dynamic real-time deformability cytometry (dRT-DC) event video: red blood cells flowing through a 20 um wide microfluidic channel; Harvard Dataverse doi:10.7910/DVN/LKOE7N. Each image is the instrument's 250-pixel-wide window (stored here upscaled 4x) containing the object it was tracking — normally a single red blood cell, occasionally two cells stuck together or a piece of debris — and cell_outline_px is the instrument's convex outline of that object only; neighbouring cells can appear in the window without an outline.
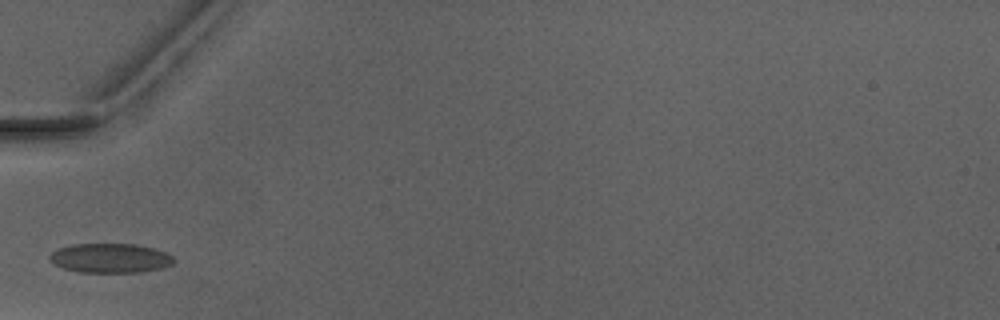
{"species": "Egyptian fruit bat (a non-hibernating species)", "species_latin": "Rousettus aegyptiacus", "temperature_condition": "warm", "stored_images_in_passage": 1, "camera_frame_rate_fps": 3000, "um_per_image_px": 0.085, "animal": {"sex": "male"}, "frame": {"image": 1, "passage_image": 1, "time_ms": 0.0, "image_size_px": [1000, 320], "cell_outline_px": [[176, 260], [172, 264], [164, 268], [140, 272], [80, 272], [64, 268], [48, 260], [48, 256], [56, 248], [72, 244], [136, 244], [156, 248], [172, 256]], "centroid_in_image_um": [9.38, 21.93], "position_along_channel_um": 75.6, "area_um2": 21.44}}